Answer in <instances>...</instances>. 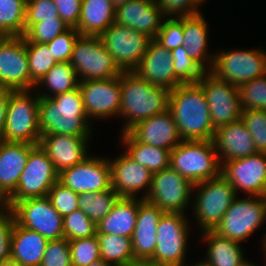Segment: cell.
<instances>
[{
  "label": "cell",
  "mask_w": 266,
  "mask_h": 266,
  "mask_svg": "<svg viewBox=\"0 0 266 266\" xmlns=\"http://www.w3.org/2000/svg\"><path fill=\"white\" fill-rule=\"evenodd\" d=\"M168 110L182 140H212V125L206 95L198 83H186L170 91Z\"/></svg>",
  "instance_id": "6da1fadb"
},
{
  "label": "cell",
  "mask_w": 266,
  "mask_h": 266,
  "mask_svg": "<svg viewBox=\"0 0 266 266\" xmlns=\"http://www.w3.org/2000/svg\"><path fill=\"white\" fill-rule=\"evenodd\" d=\"M85 113L78 88L53 97H39L40 135L91 136L93 127Z\"/></svg>",
  "instance_id": "7a4b0ae2"
},
{
  "label": "cell",
  "mask_w": 266,
  "mask_h": 266,
  "mask_svg": "<svg viewBox=\"0 0 266 266\" xmlns=\"http://www.w3.org/2000/svg\"><path fill=\"white\" fill-rule=\"evenodd\" d=\"M170 90L152 85L134 71L121 74V103L119 116L125 120L122 133L138 122L168 110Z\"/></svg>",
  "instance_id": "3957f363"
},
{
  "label": "cell",
  "mask_w": 266,
  "mask_h": 266,
  "mask_svg": "<svg viewBox=\"0 0 266 266\" xmlns=\"http://www.w3.org/2000/svg\"><path fill=\"white\" fill-rule=\"evenodd\" d=\"M170 166L192 184L221 174V164L212 140H183L170 152Z\"/></svg>",
  "instance_id": "277c9868"
},
{
  "label": "cell",
  "mask_w": 266,
  "mask_h": 266,
  "mask_svg": "<svg viewBox=\"0 0 266 266\" xmlns=\"http://www.w3.org/2000/svg\"><path fill=\"white\" fill-rule=\"evenodd\" d=\"M196 193L192 199L193 216L200 232L215 230L224 214L238 196L235 189L221 174L213 179L193 184Z\"/></svg>",
  "instance_id": "5b68a950"
},
{
  "label": "cell",
  "mask_w": 266,
  "mask_h": 266,
  "mask_svg": "<svg viewBox=\"0 0 266 266\" xmlns=\"http://www.w3.org/2000/svg\"><path fill=\"white\" fill-rule=\"evenodd\" d=\"M40 137L39 96L36 90H11L2 141L38 145Z\"/></svg>",
  "instance_id": "8992f818"
},
{
  "label": "cell",
  "mask_w": 266,
  "mask_h": 266,
  "mask_svg": "<svg viewBox=\"0 0 266 266\" xmlns=\"http://www.w3.org/2000/svg\"><path fill=\"white\" fill-rule=\"evenodd\" d=\"M186 217L184 213H163L157 225L154 255L147 263L157 266L185 264L191 230Z\"/></svg>",
  "instance_id": "52a82bcc"
},
{
  "label": "cell",
  "mask_w": 266,
  "mask_h": 266,
  "mask_svg": "<svg viewBox=\"0 0 266 266\" xmlns=\"http://www.w3.org/2000/svg\"><path fill=\"white\" fill-rule=\"evenodd\" d=\"M69 63L80 82L114 78L123 72L99 36L79 35Z\"/></svg>",
  "instance_id": "ba28073f"
},
{
  "label": "cell",
  "mask_w": 266,
  "mask_h": 266,
  "mask_svg": "<svg viewBox=\"0 0 266 266\" xmlns=\"http://www.w3.org/2000/svg\"><path fill=\"white\" fill-rule=\"evenodd\" d=\"M264 51L260 48L220 50L214 53L209 73L219 80L239 87L266 74V52Z\"/></svg>",
  "instance_id": "9c48e42d"
},
{
  "label": "cell",
  "mask_w": 266,
  "mask_h": 266,
  "mask_svg": "<svg viewBox=\"0 0 266 266\" xmlns=\"http://www.w3.org/2000/svg\"><path fill=\"white\" fill-rule=\"evenodd\" d=\"M265 221L266 205L263 196L241 199L237 196L214 231L243 244Z\"/></svg>",
  "instance_id": "30bf717a"
},
{
  "label": "cell",
  "mask_w": 266,
  "mask_h": 266,
  "mask_svg": "<svg viewBox=\"0 0 266 266\" xmlns=\"http://www.w3.org/2000/svg\"><path fill=\"white\" fill-rule=\"evenodd\" d=\"M192 191L193 184L169 166L152 174L151 187L145 200L163 212L185 214L192 204Z\"/></svg>",
  "instance_id": "8fae6325"
},
{
  "label": "cell",
  "mask_w": 266,
  "mask_h": 266,
  "mask_svg": "<svg viewBox=\"0 0 266 266\" xmlns=\"http://www.w3.org/2000/svg\"><path fill=\"white\" fill-rule=\"evenodd\" d=\"M59 173L46 152L36 145L29 153V157L22 171L17 189L11 195L12 206L24 199L45 197L58 181Z\"/></svg>",
  "instance_id": "7c38bea8"
},
{
  "label": "cell",
  "mask_w": 266,
  "mask_h": 266,
  "mask_svg": "<svg viewBox=\"0 0 266 266\" xmlns=\"http://www.w3.org/2000/svg\"><path fill=\"white\" fill-rule=\"evenodd\" d=\"M12 213L19 226L38 232L48 240L64 238L63 217L47 196L21 200L13 205Z\"/></svg>",
  "instance_id": "4fadbf2b"
},
{
  "label": "cell",
  "mask_w": 266,
  "mask_h": 266,
  "mask_svg": "<svg viewBox=\"0 0 266 266\" xmlns=\"http://www.w3.org/2000/svg\"><path fill=\"white\" fill-rule=\"evenodd\" d=\"M99 37L122 71H133L139 65L152 40L145 34L116 22Z\"/></svg>",
  "instance_id": "5bb4252c"
},
{
  "label": "cell",
  "mask_w": 266,
  "mask_h": 266,
  "mask_svg": "<svg viewBox=\"0 0 266 266\" xmlns=\"http://www.w3.org/2000/svg\"><path fill=\"white\" fill-rule=\"evenodd\" d=\"M198 84L206 95L211 122L215 129L241 119L238 86L219 80L209 72L201 77Z\"/></svg>",
  "instance_id": "9a60e30c"
},
{
  "label": "cell",
  "mask_w": 266,
  "mask_h": 266,
  "mask_svg": "<svg viewBox=\"0 0 266 266\" xmlns=\"http://www.w3.org/2000/svg\"><path fill=\"white\" fill-rule=\"evenodd\" d=\"M0 89L30 90L24 36H0Z\"/></svg>",
  "instance_id": "2e32d148"
},
{
  "label": "cell",
  "mask_w": 266,
  "mask_h": 266,
  "mask_svg": "<svg viewBox=\"0 0 266 266\" xmlns=\"http://www.w3.org/2000/svg\"><path fill=\"white\" fill-rule=\"evenodd\" d=\"M88 120L118 118L121 103V75L79 82Z\"/></svg>",
  "instance_id": "e0dca14e"
},
{
  "label": "cell",
  "mask_w": 266,
  "mask_h": 266,
  "mask_svg": "<svg viewBox=\"0 0 266 266\" xmlns=\"http://www.w3.org/2000/svg\"><path fill=\"white\" fill-rule=\"evenodd\" d=\"M221 175L230 182L237 195L264 196L266 194V153L256 154L221 164Z\"/></svg>",
  "instance_id": "ac0fdd59"
},
{
  "label": "cell",
  "mask_w": 266,
  "mask_h": 266,
  "mask_svg": "<svg viewBox=\"0 0 266 266\" xmlns=\"http://www.w3.org/2000/svg\"><path fill=\"white\" fill-rule=\"evenodd\" d=\"M93 156H87L80 163L60 172L58 181L78 194L110 190L109 158Z\"/></svg>",
  "instance_id": "d6986e66"
},
{
  "label": "cell",
  "mask_w": 266,
  "mask_h": 266,
  "mask_svg": "<svg viewBox=\"0 0 266 266\" xmlns=\"http://www.w3.org/2000/svg\"><path fill=\"white\" fill-rule=\"evenodd\" d=\"M122 153L119 157H115V159L109 158L111 188L120 197L127 198H136L138 193L146 190L141 197L145 199L151 187L153 173L130 158L125 152Z\"/></svg>",
  "instance_id": "ffe728a7"
},
{
  "label": "cell",
  "mask_w": 266,
  "mask_h": 266,
  "mask_svg": "<svg viewBox=\"0 0 266 266\" xmlns=\"http://www.w3.org/2000/svg\"><path fill=\"white\" fill-rule=\"evenodd\" d=\"M133 71L152 85L163 86L170 91L183 84L174 74L171 50L155 39L149 42L147 52Z\"/></svg>",
  "instance_id": "44dd1931"
},
{
  "label": "cell",
  "mask_w": 266,
  "mask_h": 266,
  "mask_svg": "<svg viewBox=\"0 0 266 266\" xmlns=\"http://www.w3.org/2000/svg\"><path fill=\"white\" fill-rule=\"evenodd\" d=\"M165 19L157 0H130L116 8L115 22L156 39Z\"/></svg>",
  "instance_id": "7402d4cb"
},
{
  "label": "cell",
  "mask_w": 266,
  "mask_h": 266,
  "mask_svg": "<svg viewBox=\"0 0 266 266\" xmlns=\"http://www.w3.org/2000/svg\"><path fill=\"white\" fill-rule=\"evenodd\" d=\"M89 140L91 136L52 134L41 136L39 145L60 173L90 155L87 153Z\"/></svg>",
  "instance_id": "603a6c76"
},
{
  "label": "cell",
  "mask_w": 266,
  "mask_h": 266,
  "mask_svg": "<svg viewBox=\"0 0 266 266\" xmlns=\"http://www.w3.org/2000/svg\"><path fill=\"white\" fill-rule=\"evenodd\" d=\"M163 213L155 204L140 196L136 226L131 237L134 259L138 263H147L153 257L157 225Z\"/></svg>",
  "instance_id": "cb8c5ba5"
},
{
  "label": "cell",
  "mask_w": 266,
  "mask_h": 266,
  "mask_svg": "<svg viewBox=\"0 0 266 266\" xmlns=\"http://www.w3.org/2000/svg\"><path fill=\"white\" fill-rule=\"evenodd\" d=\"M129 132L139 142L170 151L183 141L169 110L138 122Z\"/></svg>",
  "instance_id": "d4e9b609"
},
{
  "label": "cell",
  "mask_w": 266,
  "mask_h": 266,
  "mask_svg": "<svg viewBox=\"0 0 266 266\" xmlns=\"http://www.w3.org/2000/svg\"><path fill=\"white\" fill-rule=\"evenodd\" d=\"M212 141L220 164L258 153L252 135L241 119L216 128Z\"/></svg>",
  "instance_id": "484cf974"
},
{
  "label": "cell",
  "mask_w": 266,
  "mask_h": 266,
  "mask_svg": "<svg viewBox=\"0 0 266 266\" xmlns=\"http://www.w3.org/2000/svg\"><path fill=\"white\" fill-rule=\"evenodd\" d=\"M35 144L0 141V187L9 195L17 189L19 177Z\"/></svg>",
  "instance_id": "4316f807"
},
{
  "label": "cell",
  "mask_w": 266,
  "mask_h": 266,
  "mask_svg": "<svg viewBox=\"0 0 266 266\" xmlns=\"http://www.w3.org/2000/svg\"><path fill=\"white\" fill-rule=\"evenodd\" d=\"M208 23L202 13L183 17V46L191 59L196 61L206 72H209L214 53L208 51Z\"/></svg>",
  "instance_id": "83f0119b"
},
{
  "label": "cell",
  "mask_w": 266,
  "mask_h": 266,
  "mask_svg": "<svg viewBox=\"0 0 266 266\" xmlns=\"http://www.w3.org/2000/svg\"><path fill=\"white\" fill-rule=\"evenodd\" d=\"M48 241L38 232L15 222L11 235L10 258L22 266H40Z\"/></svg>",
  "instance_id": "f1b7e54d"
},
{
  "label": "cell",
  "mask_w": 266,
  "mask_h": 266,
  "mask_svg": "<svg viewBox=\"0 0 266 266\" xmlns=\"http://www.w3.org/2000/svg\"><path fill=\"white\" fill-rule=\"evenodd\" d=\"M138 208V197H120L111 212L96 224L97 230L105 234L131 238L136 226Z\"/></svg>",
  "instance_id": "f546056e"
},
{
  "label": "cell",
  "mask_w": 266,
  "mask_h": 266,
  "mask_svg": "<svg viewBox=\"0 0 266 266\" xmlns=\"http://www.w3.org/2000/svg\"><path fill=\"white\" fill-rule=\"evenodd\" d=\"M111 0H82L76 30L80 35L100 36L115 22Z\"/></svg>",
  "instance_id": "4dcf8cb0"
},
{
  "label": "cell",
  "mask_w": 266,
  "mask_h": 266,
  "mask_svg": "<svg viewBox=\"0 0 266 266\" xmlns=\"http://www.w3.org/2000/svg\"><path fill=\"white\" fill-rule=\"evenodd\" d=\"M207 251L204 259L211 266H242L248 259L240 242L219 235L214 230L201 232Z\"/></svg>",
  "instance_id": "1f68e13d"
},
{
  "label": "cell",
  "mask_w": 266,
  "mask_h": 266,
  "mask_svg": "<svg viewBox=\"0 0 266 266\" xmlns=\"http://www.w3.org/2000/svg\"><path fill=\"white\" fill-rule=\"evenodd\" d=\"M124 152L152 173L170 166V150L139 142L129 131L121 133Z\"/></svg>",
  "instance_id": "d6a6232c"
},
{
  "label": "cell",
  "mask_w": 266,
  "mask_h": 266,
  "mask_svg": "<svg viewBox=\"0 0 266 266\" xmlns=\"http://www.w3.org/2000/svg\"><path fill=\"white\" fill-rule=\"evenodd\" d=\"M95 237L100 248V257L111 266H136L130 237L105 234L96 229Z\"/></svg>",
  "instance_id": "836d02e7"
},
{
  "label": "cell",
  "mask_w": 266,
  "mask_h": 266,
  "mask_svg": "<svg viewBox=\"0 0 266 266\" xmlns=\"http://www.w3.org/2000/svg\"><path fill=\"white\" fill-rule=\"evenodd\" d=\"M79 82L76 70L69 62H58L35 85L34 90L39 89L36 91L39 97L51 98L78 88ZM45 87L47 92H41L40 89Z\"/></svg>",
  "instance_id": "e575fe53"
},
{
  "label": "cell",
  "mask_w": 266,
  "mask_h": 266,
  "mask_svg": "<svg viewBox=\"0 0 266 266\" xmlns=\"http://www.w3.org/2000/svg\"><path fill=\"white\" fill-rule=\"evenodd\" d=\"M26 0H0V36H24Z\"/></svg>",
  "instance_id": "d590c367"
},
{
  "label": "cell",
  "mask_w": 266,
  "mask_h": 266,
  "mask_svg": "<svg viewBox=\"0 0 266 266\" xmlns=\"http://www.w3.org/2000/svg\"><path fill=\"white\" fill-rule=\"evenodd\" d=\"M120 196L111 188L103 192H84L78 197L79 209L96 224L112 210Z\"/></svg>",
  "instance_id": "8d00e7d4"
},
{
  "label": "cell",
  "mask_w": 266,
  "mask_h": 266,
  "mask_svg": "<svg viewBox=\"0 0 266 266\" xmlns=\"http://www.w3.org/2000/svg\"><path fill=\"white\" fill-rule=\"evenodd\" d=\"M30 74V90L58 62L45 43L26 42Z\"/></svg>",
  "instance_id": "74e56055"
},
{
  "label": "cell",
  "mask_w": 266,
  "mask_h": 266,
  "mask_svg": "<svg viewBox=\"0 0 266 266\" xmlns=\"http://www.w3.org/2000/svg\"><path fill=\"white\" fill-rule=\"evenodd\" d=\"M174 74L183 83H198L206 71L191 59L182 45L171 50Z\"/></svg>",
  "instance_id": "f35d334b"
},
{
  "label": "cell",
  "mask_w": 266,
  "mask_h": 266,
  "mask_svg": "<svg viewBox=\"0 0 266 266\" xmlns=\"http://www.w3.org/2000/svg\"><path fill=\"white\" fill-rule=\"evenodd\" d=\"M69 28L60 17L39 23H25L24 39L26 42L47 44Z\"/></svg>",
  "instance_id": "ab89813d"
},
{
  "label": "cell",
  "mask_w": 266,
  "mask_h": 266,
  "mask_svg": "<svg viewBox=\"0 0 266 266\" xmlns=\"http://www.w3.org/2000/svg\"><path fill=\"white\" fill-rule=\"evenodd\" d=\"M238 88L242 111L266 110V74L243 83Z\"/></svg>",
  "instance_id": "60d3db41"
},
{
  "label": "cell",
  "mask_w": 266,
  "mask_h": 266,
  "mask_svg": "<svg viewBox=\"0 0 266 266\" xmlns=\"http://www.w3.org/2000/svg\"><path fill=\"white\" fill-rule=\"evenodd\" d=\"M96 229V223L79 208L63 217L64 238L68 240L94 236Z\"/></svg>",
  "instance_id": "b9f144b4"
},
{
  "label": "cell",
  "mask_w": 266,
  "mask_h": 266,
  "mask_svg": "<svg viewBox=\"0 0 266 266\" xmlns=\"http://www.w3.org/2000/svg\"><path fill=\"white\" fill-rule=\"evenodd\" d=\"M72 266H87L101 259L100 248L94 236L69 240Z\"/></svg>",
  "instance_id": "7bdbcfd3"
},
{
  "label": "cell",
  "mask_w": 266,
  "mask_h": 266,
  "mask_svg": "<svg viewBox=\"0 0 266 266\" xmlns=\"http://www.w3.org/2000/svg\"><path fill=\"white\" fill-rule=\"evenodd\" d=\"M241 120L252 135L258 152L266 153V110H246Z\"/></svg>",
  "instance_id": "ee69618b"
},
{
  "label": "cell",
  "mask_w": 266,
  "mask_h": 266,
  "mask_svg": "<svg viewBox=\"0 0 266 266\" xmlns=\"http://www.w3.org/2000/svg\"><path fill=\"white\" fill-rule=\"evenodd\" d=\"M47 197L62 217L71 214L79 208V194L64 186L59 181L50 189Z\"/></svg>",
  "instance_id": "f6af8a7d"
},
{
  "label": "cell",
  "mask_w": 266,
  "mask_h": 266,
  "mask_svg": "<svg viewBox=\"0 0 266 266\" xmlns=\"http://www.w3.org/2000/svg\"><path fill=\"white\" fill-rule=\"evenodd\" d=\"M155 40L168 50L182 46L183 17L165 18Z\"/></svg>",
  "instance_id": "bcb514c9"
},
{
  "label": "cell",
  "mask_w": 266,
  "mask_h": 266,
  "mask_svg": "<svg viewBox=\"0 0 266 266\" xmlns=\"http://www.w3.org/2000/svg\"><path fill=\"white\" fill-rule=\"evenodd\" d=\"M40 266H72L69 240H49Z\"/></svg>",
  "instance_id": "7dc6e473"
},
{
  "label": "cell",
  "mask_w": 266,
  "mask_h": 266,
  "mask_svg": "<svg viewBox=\"0 0 266 266\" xmlns=\"http://www.w3.org/2000/svg\"><path fill=\"white\" fill-rule=\"evenodd\" d=\"M76 28H69L62 34L58 35L54 40L47 43L49 50L53 54L57 62H69L76 39L79 36Z\"/></svg>",
  "instance_id": "c3c4849f"
},
{
  "label": "cell",
  "mask_w": 266,
  "mask_h": 266,
  "mask_svg": "<svg viewBox=\"0 0 266 266\" xmlns=\"http://www.w3.org/2000/svg\"><path fill=\"white\" fill-rule=\"evenodd\" d=\"M58 8L54 0H26L25 23H39L44 20H56Z\"/></svg>",
  "instance_id": "681fc988"
},
{
  "label": "cell",
  "mask_w": 266,
  "mask_h": 266,
  "mask_svg": "<svg viewBox=\"0 0 266 266\" xmlns=\"http://www.w3.org/2000/svg\"><path fill=\"white\" fill-rule=\"evenodd\" d=\"M165 18L188 17L201 13L194 0H157ZM173 16V17H172Z\"/></svg>",
  "instance_id": "f907efd6"
},
{
  "label": "cell",
  "mask_w": 266,
  "mask_h": 266,
  "mask_svg": "<svg viewBox=\"0 0 266 266\" xmlns=\"http://www.w3.org/2000/svg\"><path fill=\"white\" fill-rule=\"evenodd\" d=\"M58 16L70 28H76L79 22L82 0H54Z\"/></svg>",
  "instance_id": "816d5d0a"
},
{
  "label": "cell",
  "mask_w": 266,
  "mask_h": 266,
  "mask_svg": "<svg viewBox=\"0 0 266 266\" xmlns=\"http://www.w3.org/2000/svg\"><path fill=\"white\" fill-rule=\"evenodd\" d=\"M15 223L13 213L0 218V262L10 259L11 235Z\"/></svg>",
  "instance_id": "f5cc1de1"
},
{
  "label": "cell",
  "mask_w": 266,
  "mask_h": 266,
  "mask_svg": "<svg viewBox=\"0 0 266 266\" xmlns=\"http://www.w3.org/2000/svg\"><path fill=\"white\" fill-rule=\"evenodd\" d=\"M11 90L0 89V141H2Z\"/></svg>",
  "instance_id": "db71d44e"
},
{
  "label": "cell",
  "mask_w": 266,
  "mask_h": 266,
  "mask_svg": "<svg viewBox=\"0 0 266 266\" xmlns=\"http://www.w3.org/2000/svg\"><path fill=\"white\" fill-rule=\"evenodd\" d=\"M11 195L0 187V218H4L12 214Z\"/></svg>",
  "instance_id": "11a10c76"
},
{
  "label": "cell",
  "mask_w": 266,
  "mask_h": 266,
  "mask_svg": "<svg viewBox=\"0 0 266 266\" xmlns=\"http://www.w3.org/2000/svg\"><path fill=\"white\" fill-rule=\"evenodd\" d=\"M0 266H22V265L10 258L8 260L0 262Z\"/></svg>",
  "instance_id": "9f6ffc18"
},
{
  "label": "cell",
  "mask_w": 266,
  "mask_h": 266,
  "mask_svg": "<svg viewBox=\"0 0 266 266\" xmlns=\"http://www.w3.org/2000/svg\"><path fill=\"white\" fill-rule=\"evenodd\" d=\"M87 266H111L110 264H108L107 262L103 261L102 259L96 260L92 263H90Z\"/></svg>",
  "instance_id": "6f0895ef"
},
{
  "label": "cell",
  "mask_w": 266,
  "mask_h": 266,
  "mask_svg": "<svg viewBox=\"0 0 266 266\" xmlns=\"http://www.w3.org/2000/svg\"><path fill=\"white\" fill-rule=\"evenodd\" d=\"M128 1H130V0H111L113 6L115 8H117V7L121 6V5L126 4Z\"/></svg>",
  "instance_id": "680465c9"
},
{
  "label": "cell",
  "mask_w": 266,
  "mask_h": 266,
  "mask_svg": "<svg viewBox=\"0 0 266 266\" xmlns=\"http://www.w3.org/2000/svg\"><path fill=\"white\" fill-rule=\"evenodd\" d=\"M182 266H189V265H186V263H185ZM191 266H211V265L205 259H202V261L195 262V264H193Z\"/></svg>",
  "instance_id": "91938a15"
},
{
  "label": "cell",
  "mask_w": 266,
  "mask_h": 266,
  "mask_svg": "<svg viewBox=\"0 0 266 266\" xmlns=\"http://www.w3.org/2000/svg\"><path fill=\"white\" fill-rule=\"evenodd\" d=\"M262 239H263L262 240V243H261V245L263 246V248H262L263 249L262 250L263 252L262 253L265 255L264 256L265 257L264 259H266V234H264V237Z\"/></svg>",
  "instance_id": "94428289"
},
{
  "label": "cell",
  "mask_w": 266,
  "mask_h": 266,
  "mask_svg": "<svg viewBox=\"0 0 266 266\" xmlns=\"http://www.w3.org/2000/svg\"><path fill=\"white\" fill-rule=\"evenodd\" d=\"M242 266H258V265H256L255 263H252L250 261H246Z\"/></svg>",
  "instance_id": "6125c7cd"
},
{
  "label": "cell",
  "mask_w": 266,
  "mask_h": 266,
  "mask_svg": "<svg viewBox=\"0 0 266 266\" xmlns=\"http://www.w3.org/2000/svg\"><path fill=\"white\" fill-rule=\"evenodd\" d=\"M136 266H157V265H152L149 263H138Z\"/></svg>",
  "instance_id": "be15d7a7"
},
{
  "label": "cell",
  "mask_w": 266,
  "mask_h": 266,
  "mask_svg": "<svg viewBox=\"0 0 266 266\" xmlns=\"http://www.w3.org/2000/svg\"><path fill=\"white\" fill-rule=\"evenodd\" d=\"M199 6L202 5V3H204V1L206 0H194Z\"/></svg>",
  "instance_id": "e7e4bbea"
},
{
  "label": "cell",
  "mask_w": 266,
  "mask_h": 266,
  "mask_svg": "<svg viewBox=\"0 0 266 266\" xmlns=\"http://www.w3.org/2000/svg\"><path fill=\"white\" fill-rule=\"evenodd\" d=\"M263 197H264V202H265V205H266V194Z\"/></svg>",
  "instance_id": "03108f58"
}]
</instances>
